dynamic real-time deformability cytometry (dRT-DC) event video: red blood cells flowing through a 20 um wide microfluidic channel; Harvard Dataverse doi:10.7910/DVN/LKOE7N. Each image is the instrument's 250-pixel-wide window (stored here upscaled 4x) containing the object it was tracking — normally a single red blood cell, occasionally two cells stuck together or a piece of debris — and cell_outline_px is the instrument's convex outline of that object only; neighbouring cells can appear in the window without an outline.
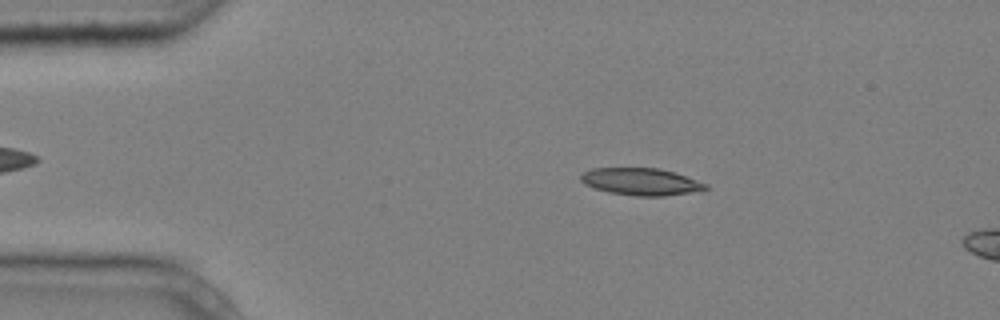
{"species": "common noctule bat (a hibernating species)", "species_latin": "Nyctalus noctula", "temperature_condition": "cold", "stored_images_in_passage": 5, "segment_of_instrument_passage": [1, 2], "camera_frame_rate_fps": 3000, "um_per_image_px": 0.085, "animal": {"sex": "male", "body_mass_g": 20.4}, "frame": {"image": 1, "passage_image": 3, "time_ms": 0.667, "image_size_px": [1000, 320], "cell_outline_px": [[708, 188], [704, 192], [664, 196], [636, 196], [608, 192], [584, 184], [580, 180], [580, 176], [584, 172], [592, 168], [660, 168], [676, 172], [708, 184]], "centroid_in_image_um": [54.57, 15.45], "position_along_channel_um": 30.4, "area_um2": 20.11}}